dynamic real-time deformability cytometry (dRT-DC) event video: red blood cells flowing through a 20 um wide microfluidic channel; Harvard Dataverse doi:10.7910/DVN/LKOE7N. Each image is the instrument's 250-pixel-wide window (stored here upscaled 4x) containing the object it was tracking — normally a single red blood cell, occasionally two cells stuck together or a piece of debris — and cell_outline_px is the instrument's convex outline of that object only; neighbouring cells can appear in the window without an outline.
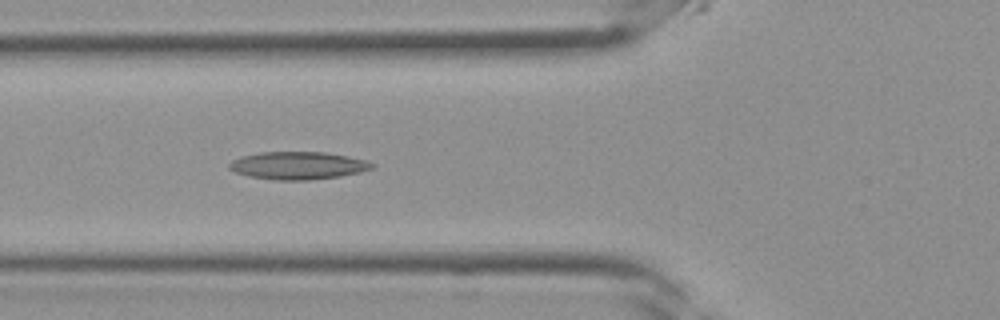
{"species": "Egyptian fruit bat (a non-hibernating species)", "species_latin": "Rousettus aegyptiacus", "temperature_condition": "room temperature", "stored_images_in_passage": 35, "segment_of_instrument_passage": [1, 2], "camera_frame_rate_fps": 3000, "um_per_image_px": 0.085, "frame": {"image": 1, "passage_image": 12, "time_ms": 3.667, "image_size_px": [1000, 320], "cell_outline_px": [[376, 164], [372, 168], [360, 172], [340, 176], [308, 180], [276, 180], [248, 176], [236, 172], [228, 168], [228, 164], [232, 160], [240, 156], [260, 152], [324, 152], [348, 156], [368, 160]], "centroid_in_image_um": [25.33, 14.06], "position_along_channel_um": 100.5, "area_um2": 23.12}}
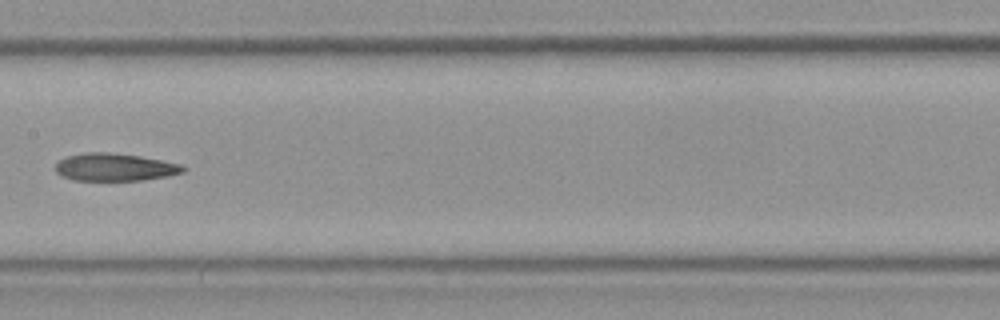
{"frame": {"image": 2, "passage_image": 17, "time_ms": 5.333, "image_size_px": [1000, 320], "cell_outline_px": [[188, 168], [184, 172], [168, 176], [144, 180], [72, 180], [60, 176], [52, 168], [64, 156], [84, 152], [108, 152], [140, 156], [180, 164]], "centroid_in_image_um": [9.71, 14.21], "position_along_channel_um": 197.7, "area_um2": 20.81}}
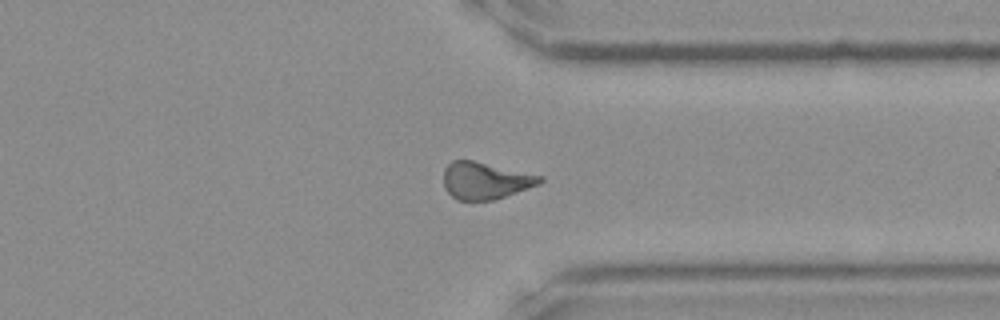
{"frame": {"image": 3, "passage_image": 26, "time_ms": 8.333, "image_size_px": [1000, 320], "cell_outline_px": [[544, 180], [540, 184], [496, 200], [456, 200], [444, 188], [444, 168], [452, 160], [472, 160], [544, 176]], "centroid_in_image_um": [41.27, 15.36], "position_along_channel_um": 370.1, "area_um2": 20.92}}